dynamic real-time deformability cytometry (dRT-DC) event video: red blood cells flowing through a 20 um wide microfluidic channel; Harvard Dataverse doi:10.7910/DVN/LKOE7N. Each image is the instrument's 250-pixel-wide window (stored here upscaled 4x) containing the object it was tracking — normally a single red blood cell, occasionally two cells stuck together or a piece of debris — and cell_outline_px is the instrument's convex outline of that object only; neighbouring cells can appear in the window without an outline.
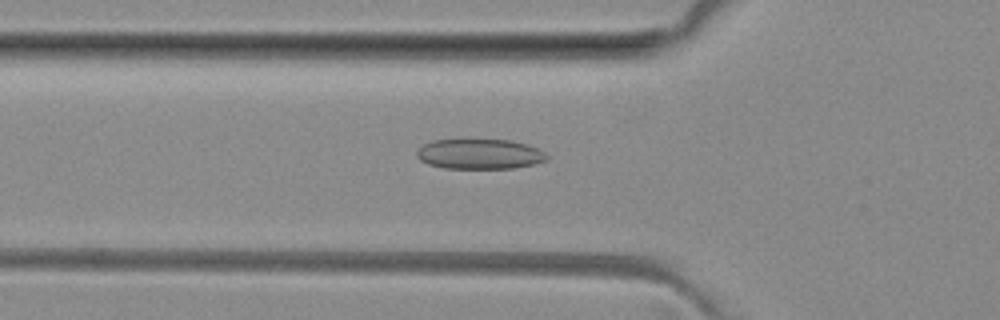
{"species": "common noctule bat (a hibernating species)", "species_latin": "Nyctalus noctula", "temperature_condition": "room temperature", "stored_images_in_passage": 38, "camera_frame_rate_fps": 3000, "um_per_image_px": 0.085, "animal": {"sex": "female", "body_mass_g": 29.2, "forearm_length_mm": 56.3}, "frame": {"image": 1, "passage_image": 11, "time_ms": 3.333, "image_size_px": [1000, 320], "cell_outline_px": [[548, 160], [532, 164], [512, 168], [444, 168], [428, 164], [420, 160], [416, 156], [416, 152], [424, 144], [432, 140], [512, 140], [528, 144], [544, 152], [548, 156]], "centroid_in_image_um": [40.77, 13.09], "position_along_channel_um": 85.0, "area_um2": 22.72}}
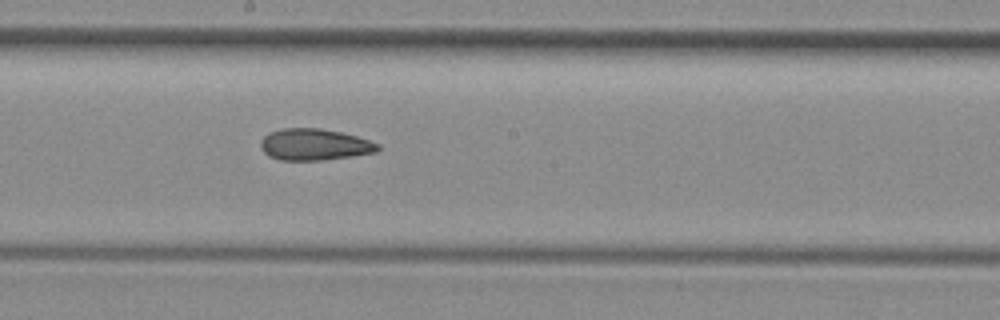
{"frame": {"image": 2, "passage_image": 21, "time_ms": 6.667, "image_size_px": [1000, 320], "cell_outline_px": [[380, 148], [376, 152], [352, 156], [324, 160], [280, 160], [268, 156], [264, 152], [260, 144], [260, 140], [264, 136], [272, 132], [284, 128], [320, 128], [340, 132], [356, 136], [380, 144]], "centroid_in_image_um": [26.73, 12.29], "position_along_channel_um": 221.5, "area_um2": 21.44}}
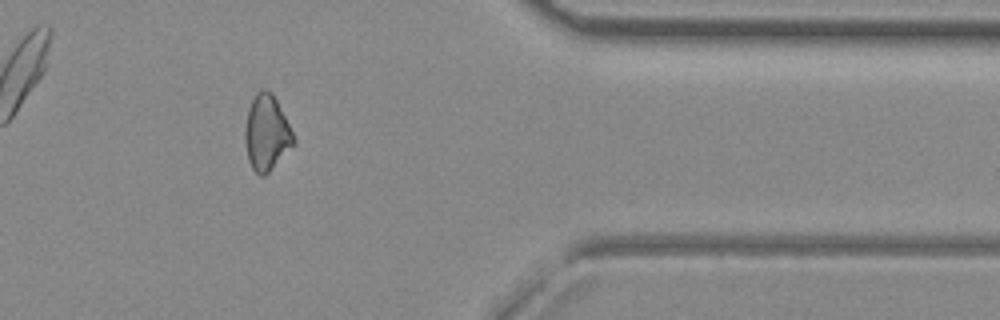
{"frame": {"image": 3, "passage_image": 35, "time_ms": 11.333, "image_size_px": [1000, 320], "cell_outline_px": [[296, 144], [264, 176], [260, 176], [252, 168], [248, 160], [244, 140], [244, 128], [248, 112], [252, 100], [256, 92], [260, 88], [264, 88], [272, 92], [296, 140]], "centroid_in_image_um": [22.65, 11.3], "position_along_channel_um": 388.7, "area_um2": 21.33}}